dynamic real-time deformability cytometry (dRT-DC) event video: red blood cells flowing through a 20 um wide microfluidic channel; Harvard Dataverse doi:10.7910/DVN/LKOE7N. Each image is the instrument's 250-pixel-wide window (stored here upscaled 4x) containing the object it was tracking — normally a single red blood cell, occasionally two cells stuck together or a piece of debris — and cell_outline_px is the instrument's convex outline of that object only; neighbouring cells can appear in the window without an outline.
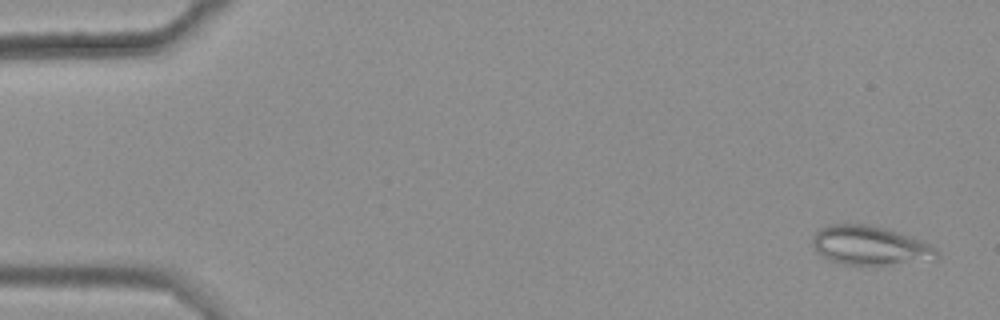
{"species": "common noctule bat (a hibernating species)", "species_latin": "Nyctalus noctula", "temperature_condition": "warm", "stored_images_in_passage": 48, "camera_frame_rate_fps": 3000, "um_per_image_px": 0.085, "animal": {"sex": "female", "body_mass_g": 25.1}, "frame": {"image": 1, "passage_image": 3, "time_ms": 0.667, "image_size_px": [1000, 320], "cell_outline_px": [[940, 256], [936, 260], [888, 264], [844, 264], [828, 260], [820, 256], [816, 252], [812, 244], [812, 236], [820, 228], [828, 224], [868, 224], [884, 228], [896, 232], [928, 244], [936, 248], [940, 252]], "centroid_in_image_um": [73.91, 20.87], "position_along_channel_um": 11.1, "area_um2": 28.21}}
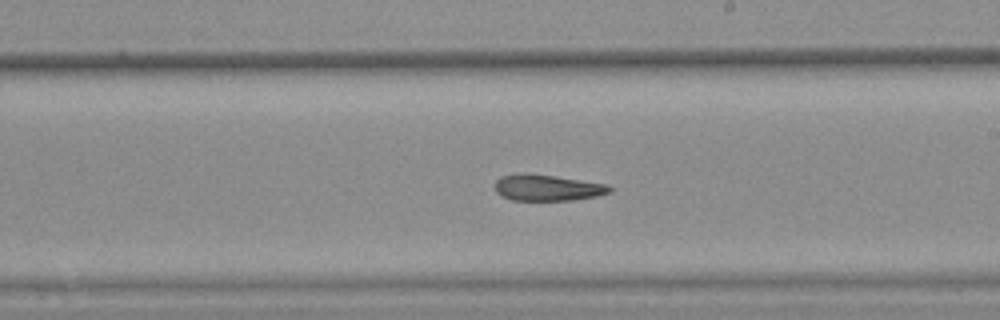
{"frame": {"image": 2, "passage_image": 33, "time_ms": 10.667, "image_size_px": [1000, 320], "cell_outline_px": [[612, 192], [596, 196], [572, 200], [512, 200], [500, 196], [496, 192], [496, 180], [500, 176], [520, 172], [524, 172], [556, 176], [608, 184], [612, 188]], "centroid_in_image_um": [46.51, 15.94], "position_along_channel_um": 242.5, "area_um2": 17.74}}
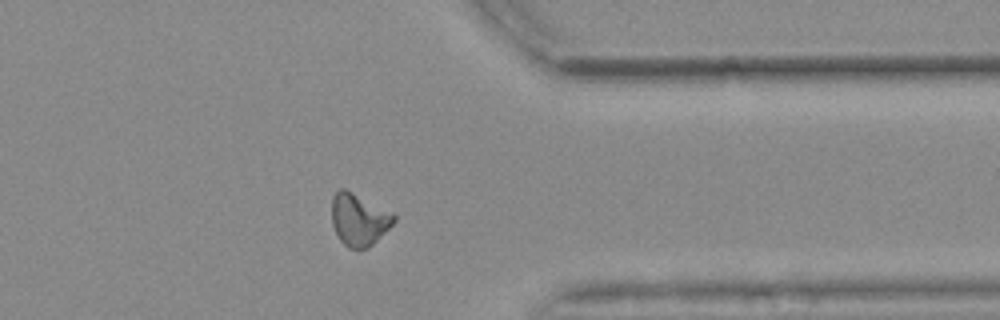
{"frame": {"image": 3, "passage_image": 45, "time_ms": 14.667, "image_size_px": [1000, 320], "cell_outline_px": [[396, 220], [368, 248], [348, 248], [340, 240], [332, 224], [332, 196], [340, 188], [344, 188], [392, 212], [396, 216]], "centroid_in_image_um": [30.49, 18.65], "position_along_channel_um": 380.9, "area_um2": 18.61}, "authors_computed_cell_mechanics": {"area_um2": 18.9006, "velocity_mm_per_s": 3.6519, "shape_relaxation_time_tau1_ms": null, "shape_relaxation_time_tau2_ms": 4.2955, "deformation_change_tau1": null, "deformation_change_tau2": 0.1203}}